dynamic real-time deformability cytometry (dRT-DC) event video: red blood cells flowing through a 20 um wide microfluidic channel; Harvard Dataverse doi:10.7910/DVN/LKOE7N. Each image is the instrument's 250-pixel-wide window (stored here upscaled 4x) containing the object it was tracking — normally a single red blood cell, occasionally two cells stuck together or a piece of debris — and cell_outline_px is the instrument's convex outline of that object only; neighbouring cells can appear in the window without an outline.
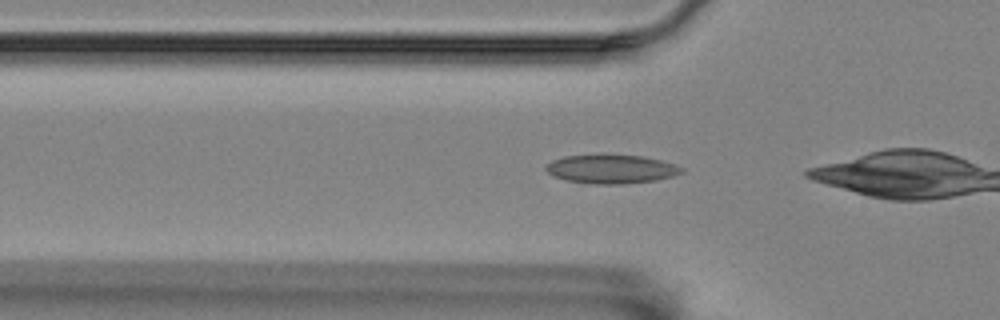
{"species": "Egyptian fruit bat (a non-hibernating species)", "species_latin": "Rousettus aegyptiacus", "temperature_condition": "room temperature", "stored_images_in_passage": 29, "camera_frame_rate_fps": 3000, "um_per_image_px": 0.085, "animal": {"sex": "female"}, "frame": {"image": 1, "passage_image": 2, "time_ms": 0.333, "image_size_px": [1000, 320], "cell_outline_px": [[684, 172], [672, 176], [656, 180], [620, 184], [596, 184], [568, 180], [552, 176], [544, 168], [552, 160], [564, 156], [644, 156], [660, 160], [684, 168]], "centroid_in_image_um": [51.96, 14.39], "position_along_channel_um": 73.8, "area_um2": 22.2}}
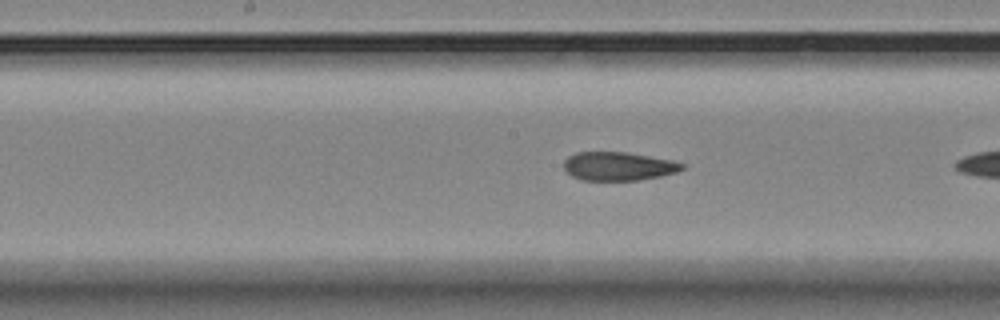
{"frame": {"image": 2, "passage_image": 13, "time_ms": 4.0, "image_size_px": [1000, 320], "cell_outline_px": [[684, 168], [676, 172], [660, 176], [636, 180], [580, 180], [572, 176], [564, 168], [564, 160], [568, 156], [576, 152], [628, 152], [672, 160], [684, 164]], "centroid_in_image_um": [52.54, 14.12], "position_along_channel_um": 195.7, "area_um2": 19.65}}
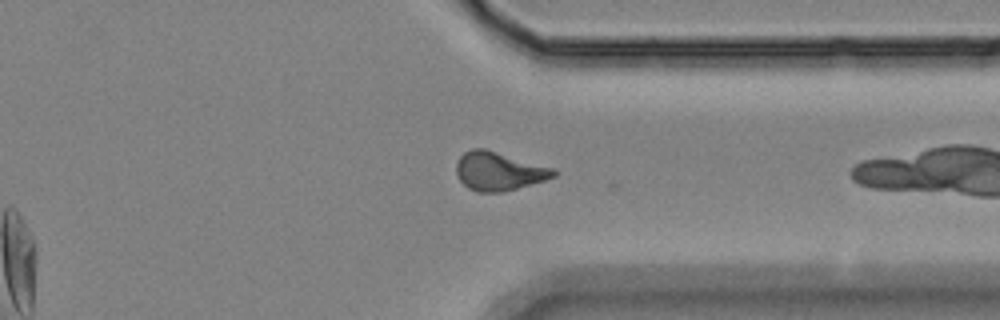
{"frame": {"image": 3, "passage_image": 28, "time_ms": 9.0, "image_size_px": [1000, 320], "cell_outline_px": [[556, 176], [544, 180], [504, 192], [476, 192], [468, 188], [456, 176], [456, 164], [460, 156], [464, 152], [472, 148], [484, 148], [552, 168], [556, 172]], "centroid_in_image_um": [42.35, 14.56], "position_along_channel_um": 369.1, "area_um2": 21.68}}